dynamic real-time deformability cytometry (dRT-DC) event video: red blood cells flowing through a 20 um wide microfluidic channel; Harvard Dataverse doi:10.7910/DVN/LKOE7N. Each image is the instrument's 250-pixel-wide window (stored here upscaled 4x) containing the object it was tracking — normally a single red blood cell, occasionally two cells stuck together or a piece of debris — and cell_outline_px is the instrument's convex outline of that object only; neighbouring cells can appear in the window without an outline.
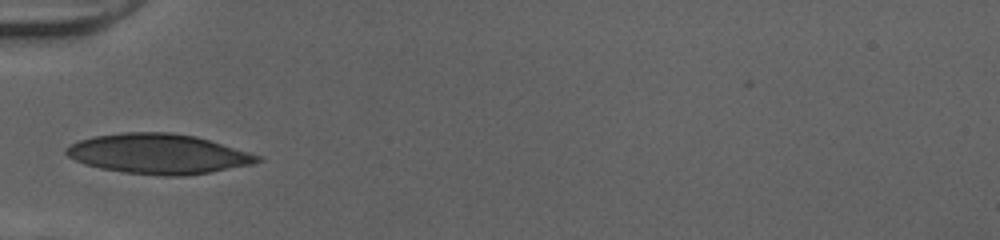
{"species": "human", "species_latin": "Homo sapiens", "temperature_condition": "cold", "stored_images_in_passage": 26, "camera_frame_rate_fps": 3000, "um_per_image_px": 0.085, "donor": {"sex": "female"}, "frame": {"image": 1, "passage_image": 1, "time_ms": 0.0, "image_size_px": [1000, 240], "cell_outline_px": [[264, 160], [252, 164], [208, 172], [184, 176], [164, 176], [124, 172], [100, 168], [84, 164], [68, 156], [64, 152], [64, 148], [68, 144], [92, 136], [124, 132], [172, 132], [196, 136], [264, 156]], "centroid_in_image_um": [13.46, 13.07], "position_along_channel_um": 71.5, "area_um2": 44.74}}
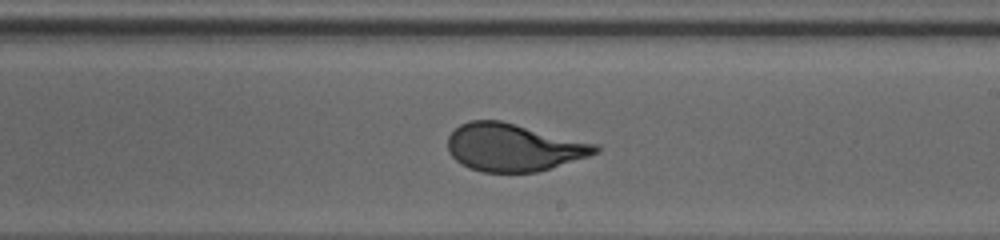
{"frame": {"image": 2, "passage_image": 14, "time_ms": 4.333, "image_size_px": [1000, 240], "cell_outline_px": [[600, 152], [588, 156], [536, 172], [484, 172], [468, 168], [460, 164], [448, 152], [448, 136], [460, 124], [472, 120], [500, 120], [600, 144]], "centroid_in_image_um": [43.65, 12.52], "position_along_channel_um": 245.3, "area_um2": 41.04}}
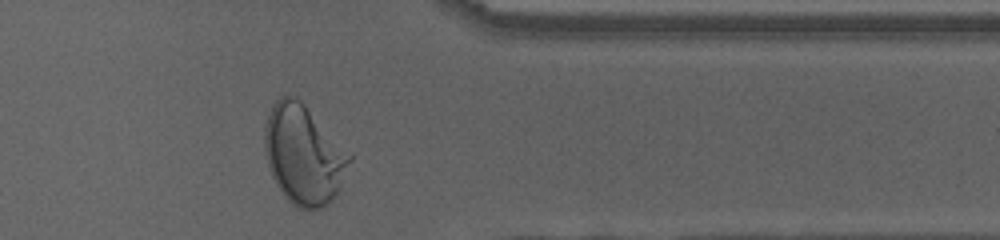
{"frame": {"image": 3, "passage_image": 25, "time_ms": 8.0, "image_size_px": [1000, 240], "cell_outline_px": [[352, 160], [340, 188], [332, 200], [328, 204], [320, 208], [296, 208], [284, 196], [276, 184], [268, 168], [264, 152], [264, 128], [272, 104], [280, 96], [292, 96], [300, 100], [304, 104], [352, 156]], "centroid_in_image_um": [25.78, 13.16], "position_along_channel_um": 385.6, "area_um2": 48.9}, "authors_computed_cell_mechanics": {"area_um2": 41.2692, "velocity_mm_per_s": 4.0163, "shape_relaxation_time_tau1_ms": 4.3668, "shape_relaxation_time_tau2_ms": null, "deformation_change_tau1": 0.1935, "deformation_change_tau2": null}}